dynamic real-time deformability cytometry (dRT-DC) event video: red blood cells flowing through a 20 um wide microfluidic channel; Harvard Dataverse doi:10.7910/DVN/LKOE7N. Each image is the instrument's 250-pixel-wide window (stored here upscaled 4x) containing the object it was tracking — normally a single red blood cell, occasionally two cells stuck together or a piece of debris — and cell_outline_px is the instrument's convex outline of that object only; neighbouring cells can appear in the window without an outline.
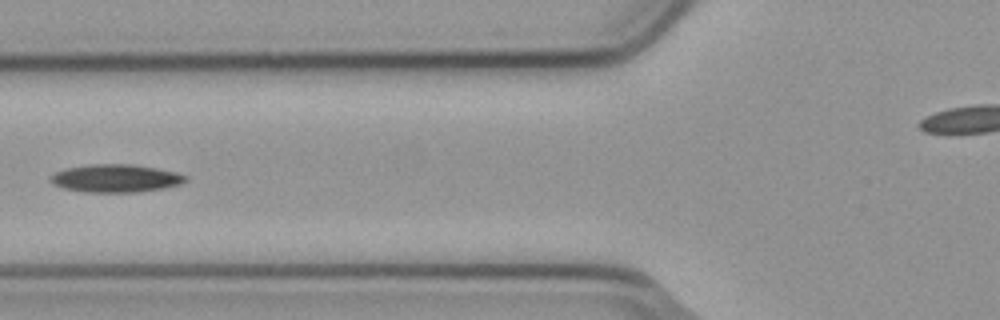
{"species": "common noctule bat (a hibernating species)", "species_latin": "Nyctalus noctula", "temperature_condition": "cold", "stored_images_in_passage": 4, "segment_of_instrument_passage": [1, 2], "camera_frame_rate_fps": 3000, "um_per_image_px": 0.085, "animal": {"sex": "male", "body_mass_g": 23.1, "forearm_length_mm": 52.7}, "frame": {"image": 1, "passage_image": 3, "time_ms": 0.667, "image_size_px": [1000, 320], "cell_outline_px": [[188, 180], [180, 184], [164, 188], [136, 192], [84, 192], [64, 188], [52, 184], [48, 180], [48, 176], [56, 172], [68, 168], [92, 164], [132, 164], [156, 168], [176, 172], [188, 176]], "centroid_in_image_um": [9.83, 15.16], "position_along_channel_um": 116.0, "area_um2": 22.02}}